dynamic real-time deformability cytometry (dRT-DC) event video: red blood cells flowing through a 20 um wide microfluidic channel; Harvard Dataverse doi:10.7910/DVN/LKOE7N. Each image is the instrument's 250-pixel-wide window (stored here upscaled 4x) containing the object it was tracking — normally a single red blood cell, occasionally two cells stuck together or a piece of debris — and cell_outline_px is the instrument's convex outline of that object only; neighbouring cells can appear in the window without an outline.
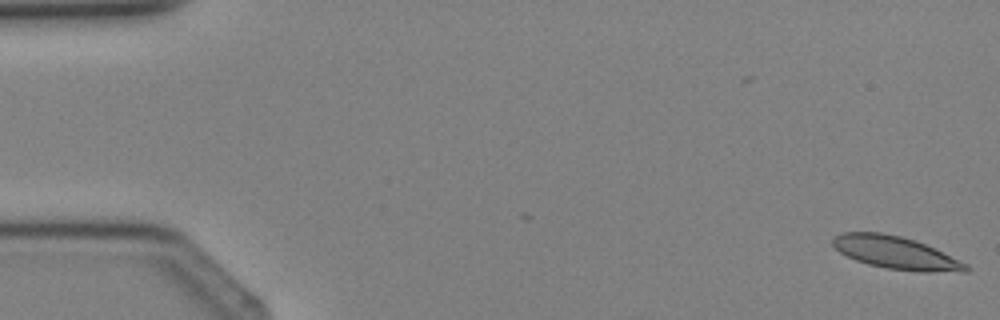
{"species": "Egyptian fruit bat (a non-hibernating species)", "species_latin": "Rousettus aegyptiacus", "temperature_condition": "cold", "stored_images_in_passage": 3, "camera_frame_rate_fps": 3000, "um_per_image_px": 0.085, "animal": {"sex": "female"}, "frame": {"image": 1, "passage_image": 1, "time_ms": 0.0, "image_size_px": [1000, 320], "cell_outline_px": [[972, 268], [968, 272], [920, 272], [884, 268], [868, 264], [856, 260], [840, 252], [832, 244], [832, 236], [840, 232], [880, 232], [900, 236], [924, 244], [968, 264]], "centroid_in_image_um": [76.14, 21.49], "position_along_channel_um": 8.9, "area_um2": 25.32}}